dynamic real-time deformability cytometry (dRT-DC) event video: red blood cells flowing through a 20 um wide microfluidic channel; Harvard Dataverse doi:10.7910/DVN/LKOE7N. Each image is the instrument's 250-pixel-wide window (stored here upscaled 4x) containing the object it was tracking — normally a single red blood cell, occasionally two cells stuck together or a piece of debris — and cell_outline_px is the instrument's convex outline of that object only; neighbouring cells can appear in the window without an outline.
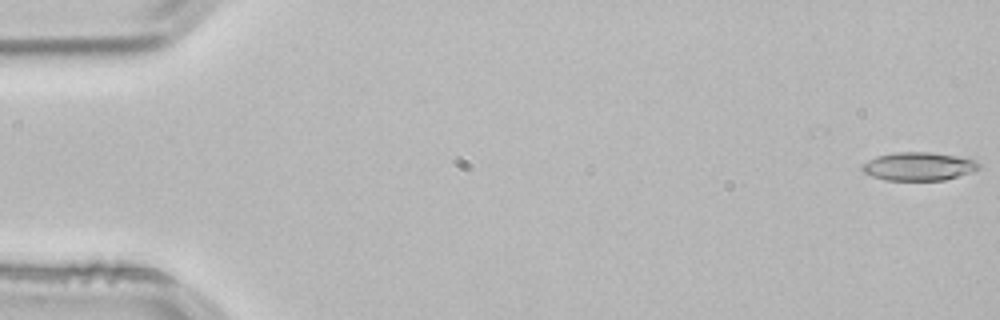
{"species": "common noctule bat (a hibernating species)", "species_latin": "Nyctalus noctula", "temperature_condition": "room temperature", "stored_images_in_passage": 23, "camera_frame_rate_fps": 3000, "um_per_image_px": 0.085, "animal": {"sex": "male", "body_mass_g": 21.5, "forearm_length_mm": 52.0}, "frame": {"image": 1, "passage_image": 1, "time_ms": 0.0, "image_size_px": [1000, 320], "cell_outline_px": [[980, 168], [972, 172], [944, 180], [884, 180], [872, 176], [864, 172], [860, 168], [868, 160], [876, 156], [896, 152], [932, 152], [956, 156], [976, 160], [980, 164]], "centroid_in_image_um": [78.09, 14.14], "position_along_channel_um": 6.9, "area_um2": 19.25}}
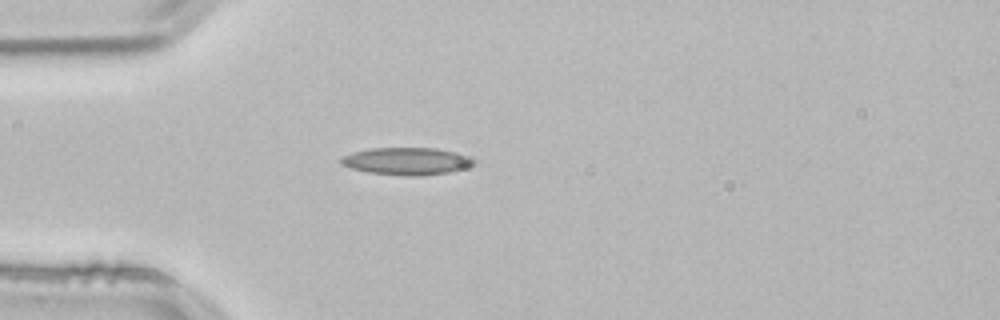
{"frame": {"image": 2, "passage_image": 15, "time_ms": 4.667, "image_size_px": [1000, 320], "cell_outline_px": [[476, 160], [472, 164], [464, 168], [448, 172], [420, 176], [408, 176], [368, 172], [352, 168], [340, 164], [340, 160], [344, 156], [352, 152], [372, 148], [436, 148], [456, 152], [468, 156]], "centroid_in_image_um": [34.57, 13.69], "position_along_channel_um": 50.4, "area_um2": 20.98}}